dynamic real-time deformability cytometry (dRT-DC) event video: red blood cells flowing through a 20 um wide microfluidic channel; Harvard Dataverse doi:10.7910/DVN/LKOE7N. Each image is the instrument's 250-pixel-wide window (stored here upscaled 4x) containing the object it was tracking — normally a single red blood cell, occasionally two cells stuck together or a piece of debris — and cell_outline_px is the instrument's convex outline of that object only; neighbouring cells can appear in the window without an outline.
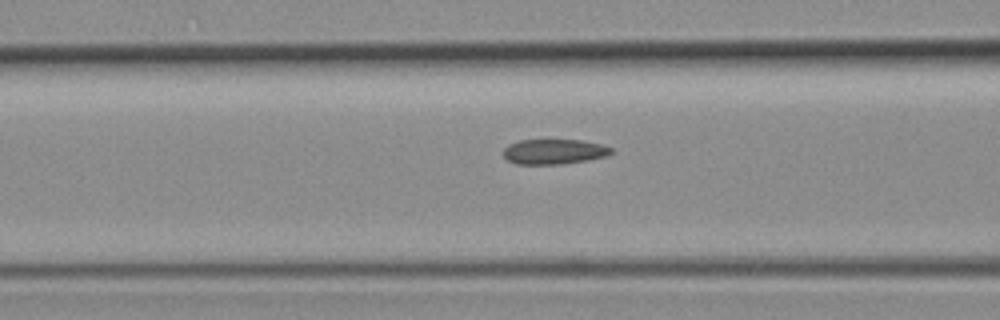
{"species": "common noctule bat (a hibernating species)", "species_latin": "Nyctalus noctula", "temperature_condition": "room temperature", "stored_images_in_passage": 6, "camera_frame_rate_fps": 3000, "um_per_image_px": 0.085, "animal": {"sex": "female", "body_mass_g": 19.3, "forearm_length_mm": 54.1}, "frame": {"image": 1, "passage_image": 6, "time_ms": 6.667, "image_size_px": [1000, 320], "cell_outline_px": [[612, 152], [608, 156], [588, 160], [560, 164], [516, 164], [508, 160], [504, 156], [504, 148], [508, 144], [520, 140], [580, 140], [600, 144], [612, 148]], "centroid_in_image_um": [47.09, 12.89], "position_along_channel_um": 119.5, "area_um2": 15.72}}